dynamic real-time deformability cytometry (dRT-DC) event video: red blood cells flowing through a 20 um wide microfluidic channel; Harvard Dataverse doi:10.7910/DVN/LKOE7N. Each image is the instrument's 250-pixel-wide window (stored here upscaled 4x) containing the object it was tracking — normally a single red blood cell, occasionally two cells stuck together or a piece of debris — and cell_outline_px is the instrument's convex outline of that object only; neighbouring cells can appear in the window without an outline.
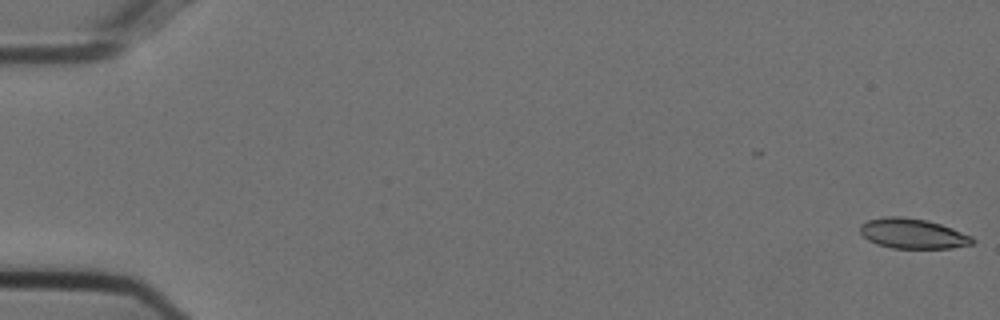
{"species": "Egyptian fruit bat (a non-hibernating species)", "species_latin": "Rousettus aegyptiacus", "temperature_condition": "cold", "stored_images_in_passage": 3, "camera_frame_rate_fps": 3000, "um_per_image_px": 0.085, "animal": {"sex": "female"}, "frame": {"image": 1, "passage_image": 3, "time_ms": 0.667, "image_size_px": [1000, 320], "cell_outline_px": [[976, 240], [972, 244], [952, 248], [892, 248], [876, 244], [868, 240], [860, 232], [860, 224], [868, 220], [888, 216], [900, 216], [924, 220], [940, 224], [952, 228], [972, 236]], "centroid_in_image_um": [77.58, 19.86], "position_along_channel_um": 7.4, "area_um2": 19.59}}